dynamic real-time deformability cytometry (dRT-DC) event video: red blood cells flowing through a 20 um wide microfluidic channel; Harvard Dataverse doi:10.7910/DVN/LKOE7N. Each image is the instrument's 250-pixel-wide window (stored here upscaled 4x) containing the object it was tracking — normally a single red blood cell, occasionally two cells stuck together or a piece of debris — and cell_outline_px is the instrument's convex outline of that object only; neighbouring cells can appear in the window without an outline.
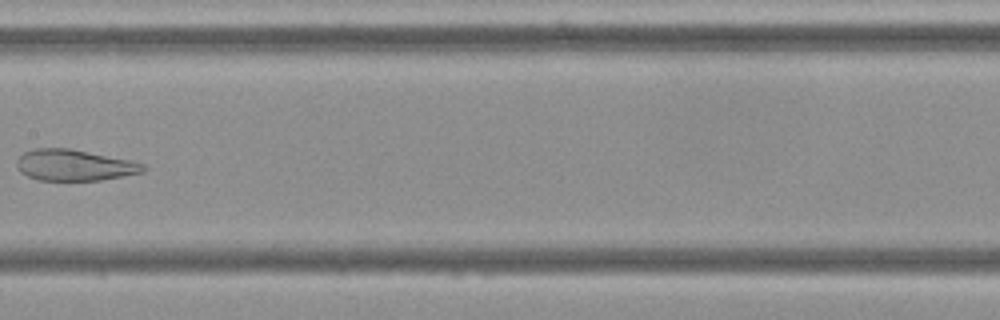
{"species": "Egyptian fruit bat (a non-hibernating species)", "species_latin": "Rousettus aegyptiacus", "temperature_condition": "cold", "stored_images_in_passage": 8, "camera_frame_rate_fps": 3000, "um_per_image_px": 0.085, "frame": {"image": 1, "passage_image": 8, "time_ms": 8.667, "image_size_px": [1000, 320], "cell_outline_px": [[148, 168], [144, 172], [100, 180], [36, 180], [20, 172], [16, 164], [16, 160], [24, 152], [36, 148], [68, 148], [128, 160], [144, 164]], "centroid_in_image_um": [6.29, 14.04], "position_along_channel_um": 201.1, "area_um2": 22.77}}